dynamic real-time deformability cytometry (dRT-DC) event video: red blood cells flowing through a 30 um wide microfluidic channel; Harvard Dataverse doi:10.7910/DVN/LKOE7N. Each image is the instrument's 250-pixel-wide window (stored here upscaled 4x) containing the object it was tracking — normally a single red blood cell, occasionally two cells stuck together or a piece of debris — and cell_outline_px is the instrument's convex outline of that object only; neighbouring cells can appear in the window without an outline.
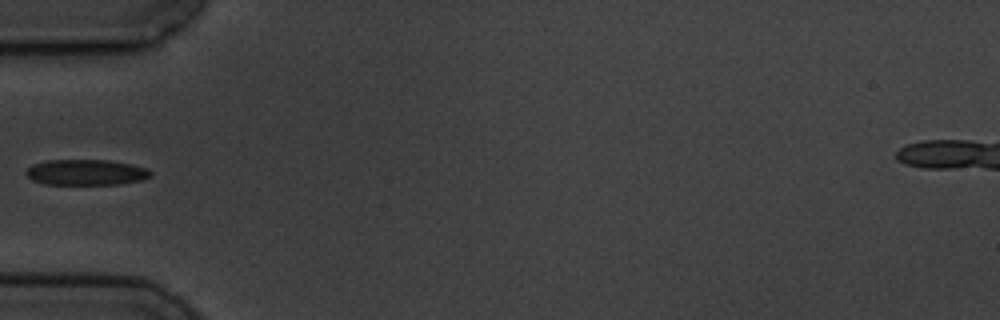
{"species": "common noctule bat (a hibernating species)", "species_latin": "Nyctalus noctula", "temperature_condition": "cold", "stored_images_in_passage": 1, "camera_frame_rate_fps": 3000, "um_per_image_px": 0.085, "animal": {"sex": "male", "body_mass_g": 19.5, "forearm_length_mm": 54.6}, "frame": {"image": 1, "passage_image": 1, "time_ms": 0.0, "image_size_px": [1000, 320], "cell_outline_px": [[152, 176], [144, 180], [120, 184], [44, 184], [32, 180], [24, 172], [32, 164], [48, 160], [108, 160], [132, 164], [148, 168], [152, 172]], "centroid_in_image_um": [7.35, 14.65], "position_along_channel_um": 77.6, "area_um2": 18.84}}